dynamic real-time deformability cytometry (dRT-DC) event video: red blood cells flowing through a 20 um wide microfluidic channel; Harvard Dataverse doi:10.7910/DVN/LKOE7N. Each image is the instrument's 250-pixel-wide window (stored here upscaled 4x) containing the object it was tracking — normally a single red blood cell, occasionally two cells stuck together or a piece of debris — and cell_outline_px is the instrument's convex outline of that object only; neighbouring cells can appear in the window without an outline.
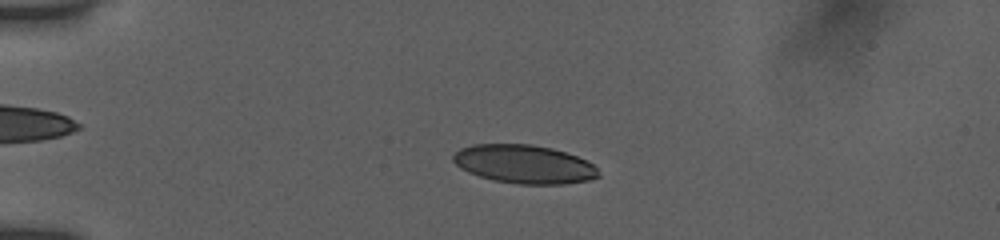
{"species": "human", "species_latin": "Homo sapiens", "temperature_condition": "room temperature", "stored_images_in_passage": 55, "camera_frame_rate_fps": 3000, "um_per_image_px": 0.085, "donor": {"sex": "female"}, "frame": {"image": 1, "passage_image": 15, "time_ms": 4.667, "image_size_px": [1000, 240], "cell_outline_px": [[600, 176], [588, 180], [564, 184], [520, 184], [496, 180], [480, 176], [468, 172], [460, 168], [452, 160], [452, 156], [460, 148], [472, 144], [532, 144], [552, 148], [576, 156], [592, 164], [596, 168]], "centroid_in_image_um": [44.52, 13.94], "position_along_channel_um": 40.5, "area_um2": 32.43}}
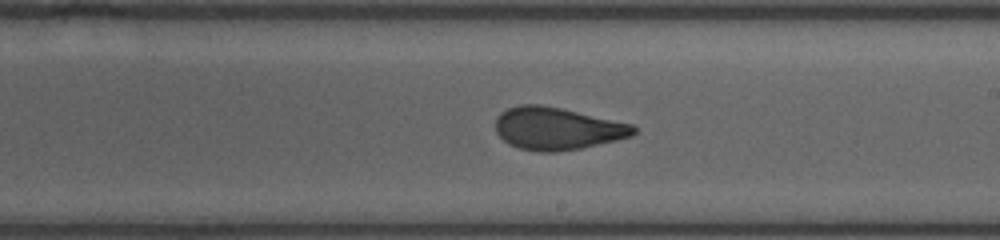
{"frame": {"image": 2, "passage_image": 34, "time_ms": 11.0, "image_size_px": [1000, 240], "cell_outline_px": [[636, 132], [632, 136], [616, 140], [580, 148], [556, 152], [536, 152], [520, 148], [508, 144], [496, 132], [496, 116], [500, 112], [508, 108], [520, 104], [540, 104], [560, 108], [632, 124], [636, 128]], "centroid_in_image_um": [47.32, 10.93], "position_along_channel_um": 241.7, "area_um2": 34.04}}
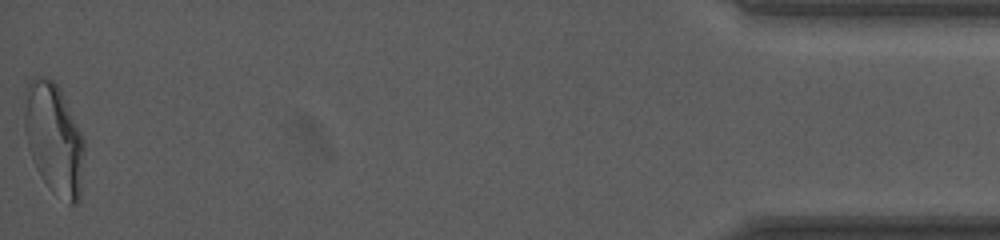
{"frame": {"image": 3, "passage_image": 55, "time_ms": 18.0, "image_size_px": [1000, 240], "cell_outline_px": [[84, 152], [80, 200], [76, 204], [68, 204], [40, 176], [32, 160], [28, 148], [24, 128], [24, 112], [28, 84], [36, 76], [44, 76], [52, 80], [60, 88], [84, 140]], "centroid_in_image_um": [4.59, 11.8], "position_along_channel_um": 430.6, "area_um2": 38.32}, "authors_computed_cell_mechanics": {"area_um2": 34.102, "velocity_mm_per_s": 3.9086, "shape_relaxation_time_tau1_ms": null, "shape_relaxation_time_tau2_ms": 1.1767, "deformation_change_tau1": null, "deformation_change_tau2": 0.0807}}